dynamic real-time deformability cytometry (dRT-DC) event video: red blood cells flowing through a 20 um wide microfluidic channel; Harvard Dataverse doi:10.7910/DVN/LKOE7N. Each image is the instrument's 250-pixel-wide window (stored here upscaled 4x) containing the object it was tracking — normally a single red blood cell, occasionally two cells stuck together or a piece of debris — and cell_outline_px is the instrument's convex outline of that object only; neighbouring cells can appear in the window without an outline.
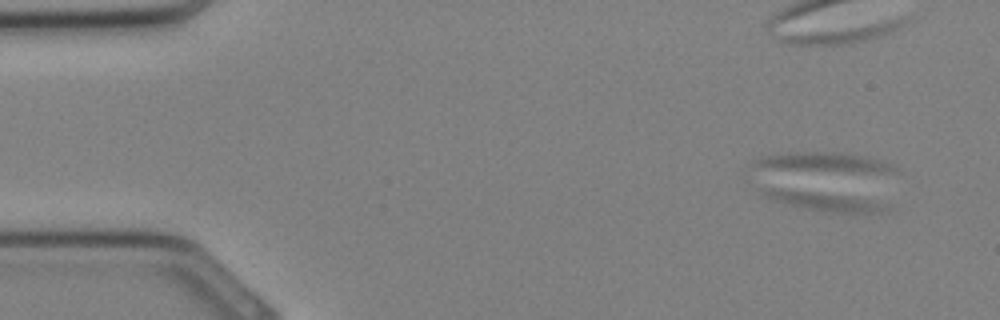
{"species": "Egyptian fruit bat (a non-hibernating species)", "species_latin": "Rousettus aegyptiacus", "temperature_condition": "cold", "stored_images_in_passage": 11, "camera_frame_rate_fps": 3000, "um_per_image_px": 0.085, "animal": {"sex": "female"}, "frame": {"image": 1, "passage_image": 4, "time_ms": 1.0, "image_size_px": [1000, 320], "cell_outline_px": [[892, 208], [880, 212], [828, 212], [804, 208], [772, 200], [764, 196], [760, 192], [764, 188], [780, 188], [848, 196], [868, 200], [884, 204]], "centroid_in_image_um": [69.96, 17.1], "position_along_channel_um": 15.0, "area_um2": 13.06}}